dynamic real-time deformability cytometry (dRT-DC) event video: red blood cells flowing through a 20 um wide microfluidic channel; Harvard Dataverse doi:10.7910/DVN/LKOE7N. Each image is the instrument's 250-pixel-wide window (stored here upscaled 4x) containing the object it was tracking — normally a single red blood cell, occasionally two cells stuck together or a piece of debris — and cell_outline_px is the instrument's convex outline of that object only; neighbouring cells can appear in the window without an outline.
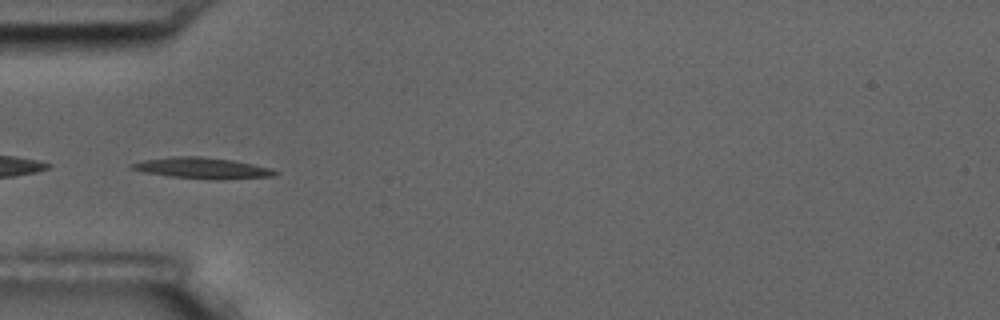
{"species": "common noctule bat (a hibernating species)", "species_latin": "Nyctalus noctula", "temperature_condition": "room temperature", "stored_images_in_passage": 6, "camera_frame_rate_fps": 3000, "um_per_image_px": 0.085, "animal": {"sex": "male", "body_mass_g": 17.5, "forearm_length_mm": 52.3}, "frame": {"image": 1, "passage_image": 5, "time_ms": 4.667, "image_size_px": [1000, 320], "cell_outline_px": [[280, 172], [276, 176], [224, 180], [220, 180], [168, 176], [144, 172], [128, 168], [128, 164], [144, 160], [176, 156], [200, 156], [232, 160], [252, 164], [268, 168]], "centroid_in_image_um": [17.19, 14.29], "position_along_channel_um": 67.8, "area_um2": 17.63}}